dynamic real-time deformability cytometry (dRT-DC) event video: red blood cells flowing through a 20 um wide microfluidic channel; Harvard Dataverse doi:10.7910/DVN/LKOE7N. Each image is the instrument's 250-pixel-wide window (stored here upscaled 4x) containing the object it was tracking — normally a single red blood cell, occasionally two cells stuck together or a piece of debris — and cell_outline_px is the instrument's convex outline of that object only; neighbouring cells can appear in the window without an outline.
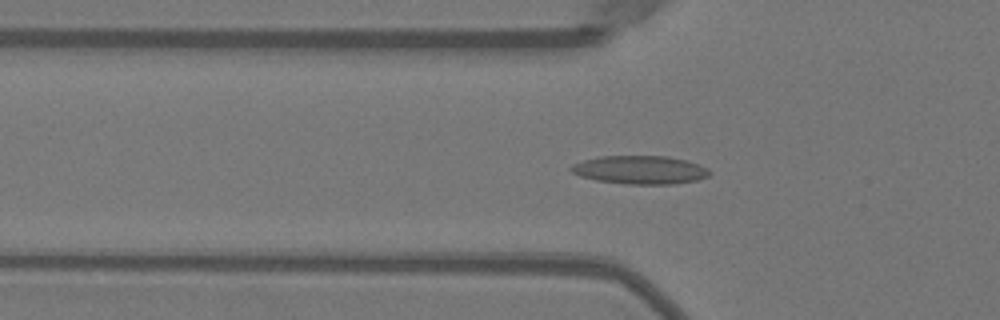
{"species": "Egyptian fruit bat (a non-hibernating species)", "species_latin": "Rousettus aegyptiacus", "temperature_condition": "warm", "stored_images_in_passage": 52, "camera_frame_rate_fps": 3000, "um_per_image_px": 0.085, "animal": {"sex": "female"}, "frame": {"image": 1, "passage_image": 17, "time_ms": 5.333, "image_size_px": [1000, 320], "cell_outline_px": [[712, 172], [708, 176], [696, 180], [676, 184], [628, 184], [596, 180], [580, 176], [572, 172], [568, 168], [572, 164], [584, 160], [600, 156], [668, 156], [688, 160], [700, 164], [708, 168]], "centroid_in_image_um": [54.43, 14.43], "position_along_channel_um": 71.4, "area_um2": 23.06}}
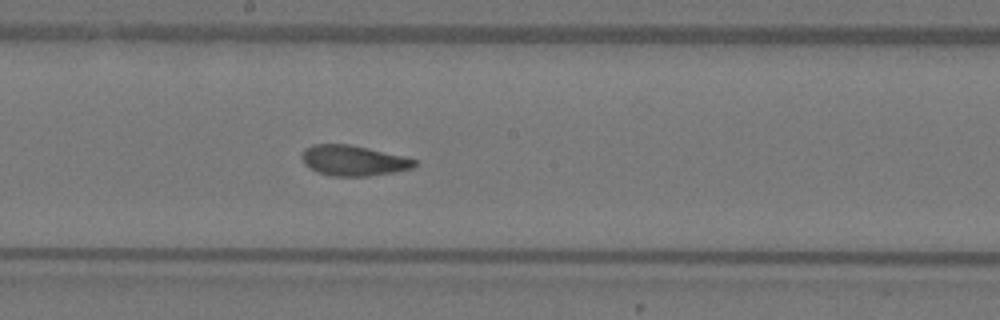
{"frame": {"image": 2, "passage_image": 28, "time_ms": 9.0, "image_size_px": [1000, 320], "cell_outline_px": [[416, 164], [412, 168], [392, 172], [368, 176], [332, 176], [316, 172], [304, 164], [304, 148], [312, 144], [348, 144], [368, 148], [404, 156], [416, 160]], "centroid_in_image_um": [30.03, 13.64], "position_along_channel_um": 218.2, "area_um2": 19.77}}
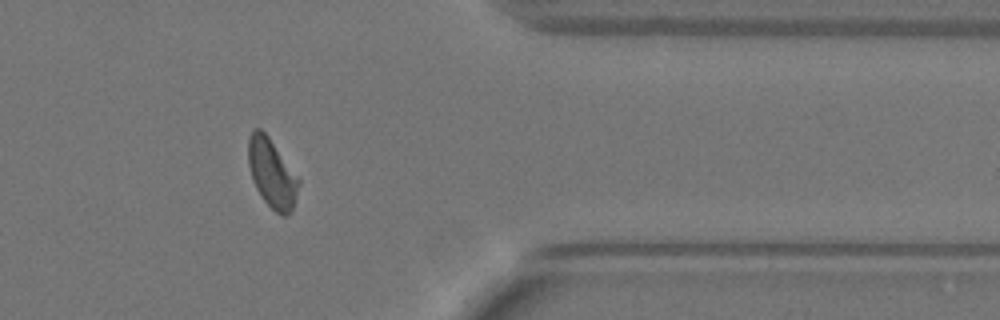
{"frame": {"image": 3, "passage_image": 42, "time_ms": 13.667, "image_size_px": [1000, 320], "cell_outline_px": [[300, 184], [292, 208], [288, 216], [280, 216], [264, 200], [256, 188], [252, 180], [248, 164], [248, 136], [252, 128], [260, 128], [268, 136], [300, 180]], "centroid_in_image_um": [23.09, 14.72], "position_along_channel_um": 388.3, "area_um2": 20.11}, "authors_computed_cell_mechanics": {"area_um2": 20.6346, "velocity_mm_per_s": 3.9773, "shape_relaxation_time_tau1_ms": 5.7137, "shape_relaxation_time_tau2_ms": 1.3749, "deformation_change_tau1": 0.2042, "deformation_change_tau2": 0.0867}}